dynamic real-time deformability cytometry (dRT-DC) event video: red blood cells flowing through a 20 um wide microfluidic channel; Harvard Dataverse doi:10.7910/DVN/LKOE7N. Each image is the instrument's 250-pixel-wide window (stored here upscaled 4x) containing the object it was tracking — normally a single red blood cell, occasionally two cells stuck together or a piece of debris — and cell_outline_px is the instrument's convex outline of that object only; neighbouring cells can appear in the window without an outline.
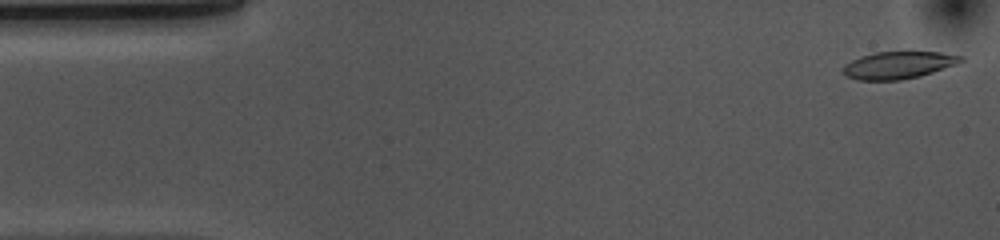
{"species": "common noctule bat (a hibernating species)", "species_latin": "Nyctalus noctula", "temperature_condition": "cold", "stored_images_in_passage": 53, "camera_frame_rate_fps": 3000, "um_per_image_px": 0.085, "animal": {"sex": "female", "body_mass_g": 10.0, "forearm_length_mm": 53.1}, "frame": {"image": 1, "passage_image": 1, "time_ms": 0.0, "image_size_px": [1000, 240], "cell_outline_px": [[964, 60], [956, 64], [920, 76], [900, 80], [856, 80], [848, 76], [844, 72], [844, 64], [860, 56], [876, 52], [940, 52], [964, 56]], "centroid_in_image_um": [76.37, 5.53], "position_along_channel_um": 8.6, "area_um2": 18.55}}
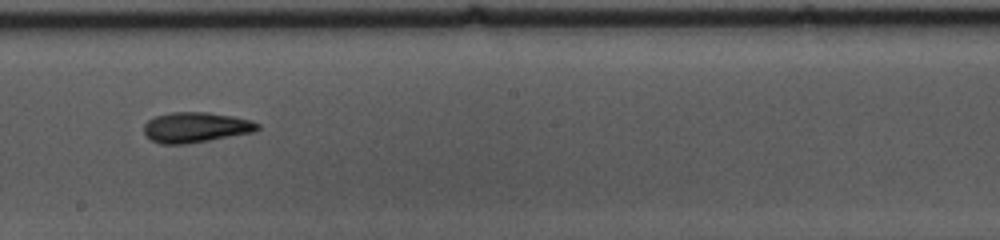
{"frame": {"image": 2, "passage_image": 28, "time_ms": 9.0, "image_size_px": [1000, 240], "cell_outline_px": [[260, 128], [256, 132], [184, 144], [160, 144], [144, 136], [144, 124], [148, 120], [156, 116], [172, 112], [208, 112], [232, 116], [252, 120], [260, 124]], "centroid_in_image_um": [16.65, 10.82], "position_along_channel_um": 231.6, "area_um2": 20.17}}
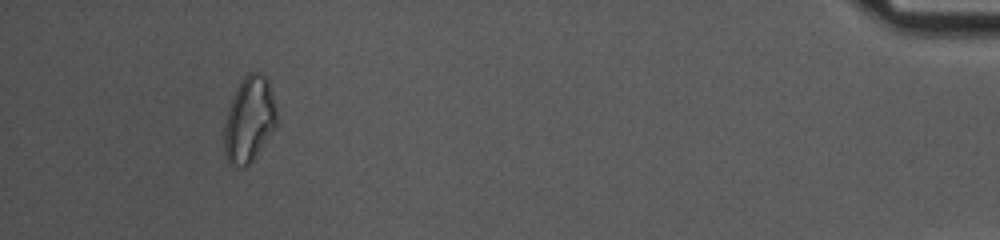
{"frame": {"image": 3, "passage_image": 49, "time_ms": 16.0, "image_size_px": [1000, 240], "cell_outline_px": [[280, 116], [276, 128], [252, 160], [244, 168], [240, 168], [228, 164], [224, 152], [224, 124], [228, 108], [232, 96], [240, 80], [248, 72], [256, 68], [268, 76]], "centroid_in_image_um": [21.22, 10.09], "position_along_channel_um": 414.0, "area_um2": 27.4}, "authors_computed_cell_mechanics": {"area_um2": 19.941, "velocity_mm_per_s": 3.6542, "shape_relaxation_time_tau1_ms": 7.6032, "shape_relaxation_time_tau2_ms": 6.7791, "deformation_change_tau1": 0.1859, "deformation_change_tau2": 0.161}}